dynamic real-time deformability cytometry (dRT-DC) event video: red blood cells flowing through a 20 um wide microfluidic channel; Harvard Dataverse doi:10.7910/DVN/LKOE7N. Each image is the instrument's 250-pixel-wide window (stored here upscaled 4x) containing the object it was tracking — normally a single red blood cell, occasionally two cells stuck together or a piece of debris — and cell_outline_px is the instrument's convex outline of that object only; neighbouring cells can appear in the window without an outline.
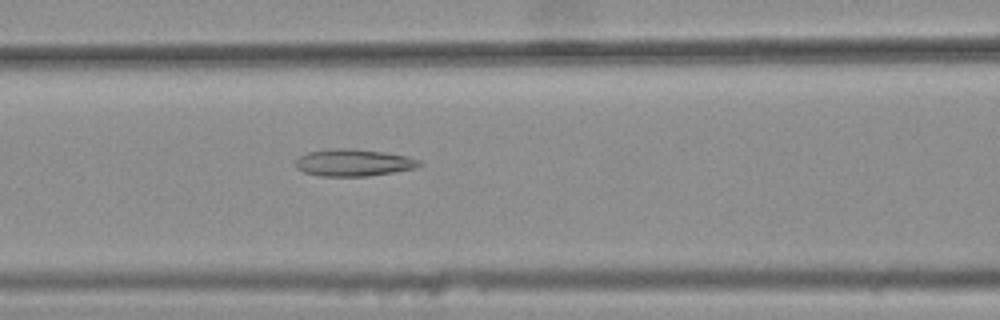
{"species": "common noctule bat (a hibernating species)", "species_latin": "Nyctalus noctula", "temperature_condition": "warm", "stored_images_in_passage": 34, "camera_frame_rate_fps": 3000, "um_per_image_px": 0.085, "animal": {"sex": "female", "body_mass_g": 25.1}, "frame": {"image": 1, "passage_image": 9, "time_ms": 2.667, "image_size_px": [1000, 320], "cell_outline_px": [[420, 164], [416, 168], [368, 176], [320, 176], [304, 172], [296, 168], [296, 160], [300, 156], [308, 152], [332, 148], [352, 148], [384, 152], [408, 156], [420, 160]], "centroid_in_image_um": [30.04, 13.82], "position_along_channel_um": 136.6, "area_um2": 19.48}}
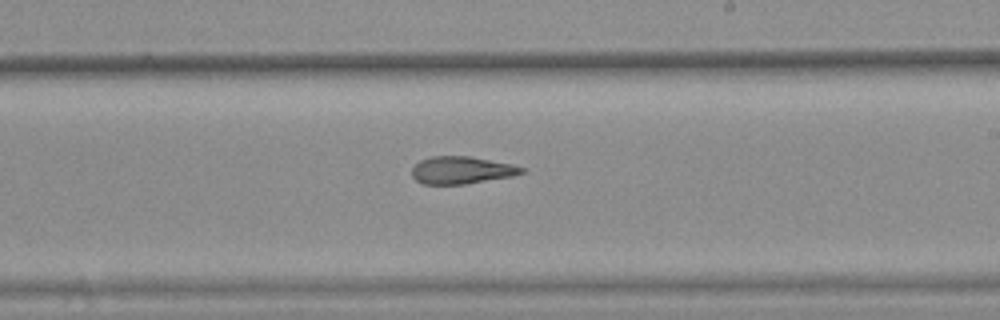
{"frame": {"image": 2, "passage_image": 18, "time_ms": 5.667, "image_size_px": [1000, 320], "cell_outline_px": [[524, 172], [512, 176], [464, 184], [424, 184], [416, 180], [412, 176], [412, 168], [420, 160], [432, 156], [468, 156], [512, 164], [524, 168]], "centroid_in_image_um": [39.21, 14.46], "position_along_channel_um": 249.8, "area_um2": 17.34}}
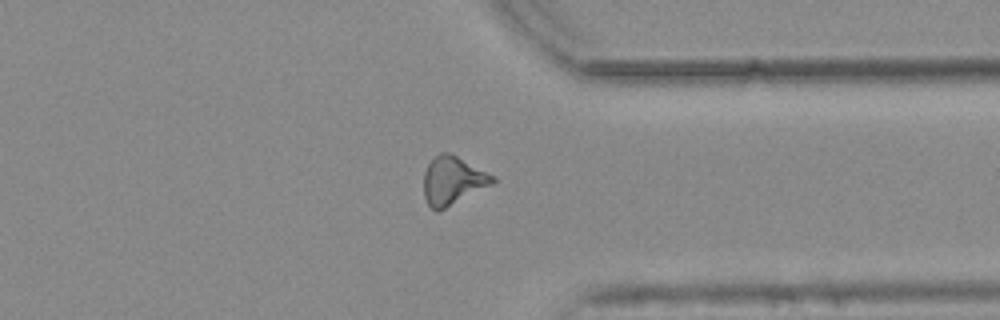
{"frame": {"image": 3, "passage_image": 28, "time_ms": 9.0, "image_size_px": [1000, 320], "cell_outline_px": [[496, 180], [492, 184], [436, 212], [428, 204], [424, 196], [424, 172], [428, 164], [440, 152], [452, 152], [496, 176]], "centroid_in_image_um": [38.49, 15.31], "position_along_channel_um": 372.9, "area_um2": 19.31}, "authors_computed_cell_mechanics": {"area_um2": 18.2648, "velocity_mm_per_s": 3.7803, "shape_relaxation_time_tau1_ms": null, "shape_relaxation_time_tau2_ms": 3.8685, "deformation_change_tau1": null, "deformation_change_tau2": 0.1552}}